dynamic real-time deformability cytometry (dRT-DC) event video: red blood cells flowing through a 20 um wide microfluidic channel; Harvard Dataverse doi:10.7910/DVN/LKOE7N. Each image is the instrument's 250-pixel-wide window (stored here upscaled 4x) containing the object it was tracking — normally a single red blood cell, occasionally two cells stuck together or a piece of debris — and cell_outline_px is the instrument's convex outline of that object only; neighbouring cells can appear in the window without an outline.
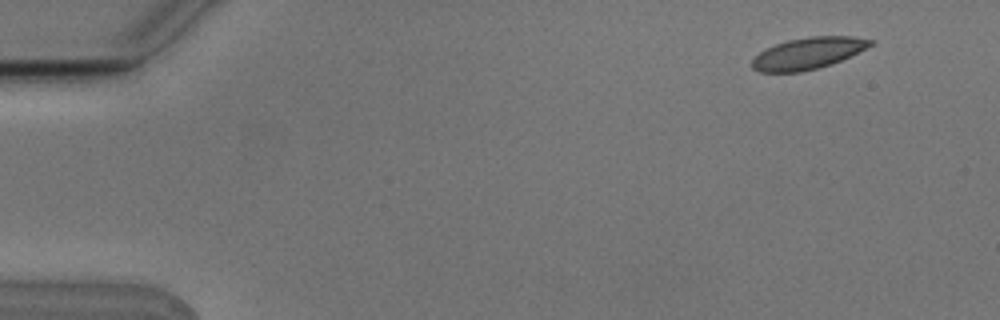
{"species": "Egyptian fruit bat (a non-hibernating species)", "species_latin": "Rousettus aegyptiacus", "temperature_condition": "cold", "stored_images_in_passage": 2, "camera_frame_rate_fps": 3000, "um_per_image_px": 0.085, "animal": {"sex": "male"}, "frame": {"image": 1, "passage_image": 2, "time_ms": 0.333, "image_size_px": [1000, 320], "cell_outline_px": [[872, 44], [832, 64], [800, 72], [760, 72], [752, 68], [752, 60], [760, 52], [776, 44], [788, 40], [808, 36], [852, 36], [872, 40]], "centroid_in_image_um": [68.64, 4.53], "position_along_channel_um": 16.4, "area_um2": 21.33}}